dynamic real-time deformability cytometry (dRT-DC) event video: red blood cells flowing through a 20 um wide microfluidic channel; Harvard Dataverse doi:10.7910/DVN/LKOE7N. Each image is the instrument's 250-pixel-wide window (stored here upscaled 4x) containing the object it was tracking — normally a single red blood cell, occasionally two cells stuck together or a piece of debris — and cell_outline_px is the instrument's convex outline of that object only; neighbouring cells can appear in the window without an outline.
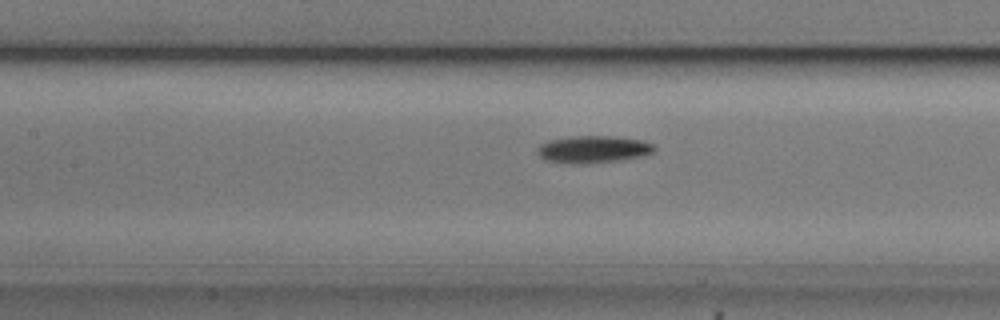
{"species": "common noctule bat (a hibernating species)", "species_latin": "Nyctalus noctula", "temperature_condition": "cold", "stored_images_in_passage": 38, "camera_frame_rate_fps": 3000, "um_per_image_px": 0.085, "animal": {"sex": "male", "body_mass_g": 20.5, "forearm_length_mm": 52.5}, "frame": {"image": 1, "passage_image": 14, "time_ms": 4.333, "image_size_px": [1000, 320], "cell_outline_px": [[656, 148], [652, 152], [644, 156], [620, 160], [584, 164], [572, 164], [544, 160], [536, 152], [536, 148], [540, 144], [548, 140], [572, 136], [612, 136], [644, 140], [652, 144]], "centroid_in_image_um": [50.39, 12.69], "position_along_channel_um": 157.0, "area_um2": 18.79}, "authors_computed_cell_mechanics": {"area_um2": 17.7157, "velocity_mm_per_s": 3.7222, "shape_relaxation_time_tau1_ms": 1.4793, "shape_relaxation_time_tau2_ms": null, "deformation_change_tau1": 0.097, "deformation_change_tau2": null}}